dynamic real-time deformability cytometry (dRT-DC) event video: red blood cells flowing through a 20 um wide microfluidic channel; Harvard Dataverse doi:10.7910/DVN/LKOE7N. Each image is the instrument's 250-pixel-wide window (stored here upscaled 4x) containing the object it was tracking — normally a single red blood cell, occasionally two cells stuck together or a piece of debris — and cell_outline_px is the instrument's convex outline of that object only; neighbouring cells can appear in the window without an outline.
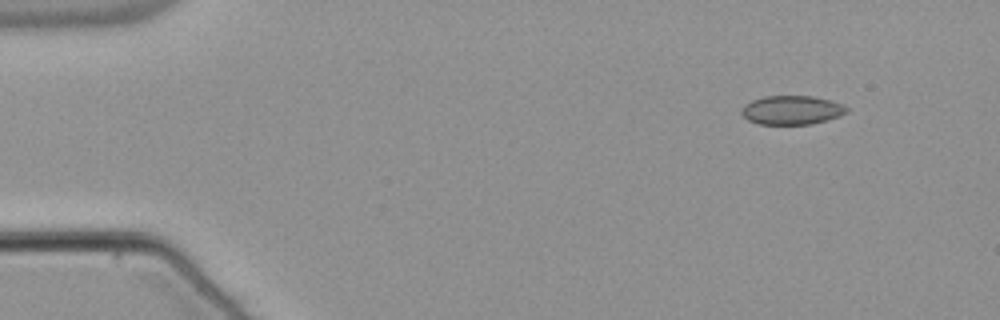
{"species": "common noctule bat (a hibernating species)", "species_latin": "Nyctalus noctula", "temperature_condition": "warm", "stored_images_in_passage": 49, "camera_frame_rate_fps": 3000, "um_per_image_px": 0.085, "animal": {"sex": "male", "body_mass_g": 21.5, "forearm_length_mm": 52.0}, "frame": {"image": 1, "passage_image": 1, "time_ms": 0.0, "image_size_px": [1000, 320], "cell_outline_px": [[848, 112], [840, 116], [812, 124], [756, 124], [748, 120], [740, 112], [740, 108], [744, 104], [752, 100], [764, 96], [812, 96], [844, 104], [848, 108]], "centroid_in_image_um": [67.28, 9.36], "position_along_channel_um": 17.7, "area_um2": 17.86}}
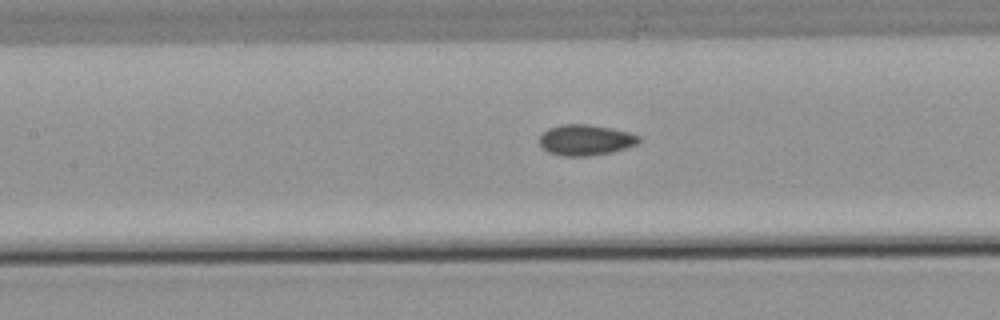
{"frame": {"image": 2, "passage_image": 20, "time_ms": 6.333, "image_size_px": [1000, 320], "cell_outline_px": [[640, 140], [636, 144], [612, 152], [588, 156], [560, 156], [548, 152], [540, 144], [540, 136], [548, 128], [560, 124], [588, 124], [612, 128], [628, 132], [640, 136]], "centroid_in_image_um": [49.76, 11.89], "position_along_channel_um": 157.6, "area_um2": 17.8}}
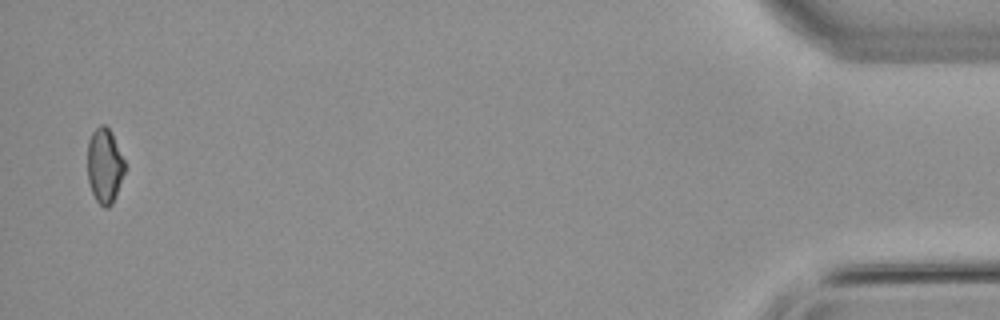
{"frame": {"image": 3, "passage_image": 48, "time_ms": 15.667, "image_size_px": [1000, 320], "cell_outline_px": [[124, 172], [116, 196], [112, 204], [108, 208], [104, 208], [96, 200], [92, 192], [88, 180], [88, 140], [92, 132], [100, 124], [104, 124], [112, 132], [124, 160]], "centroid_in_image_um": [8.88, 14.08], "position_along_channel_um": 426.3, "area_um2": 16.24}}